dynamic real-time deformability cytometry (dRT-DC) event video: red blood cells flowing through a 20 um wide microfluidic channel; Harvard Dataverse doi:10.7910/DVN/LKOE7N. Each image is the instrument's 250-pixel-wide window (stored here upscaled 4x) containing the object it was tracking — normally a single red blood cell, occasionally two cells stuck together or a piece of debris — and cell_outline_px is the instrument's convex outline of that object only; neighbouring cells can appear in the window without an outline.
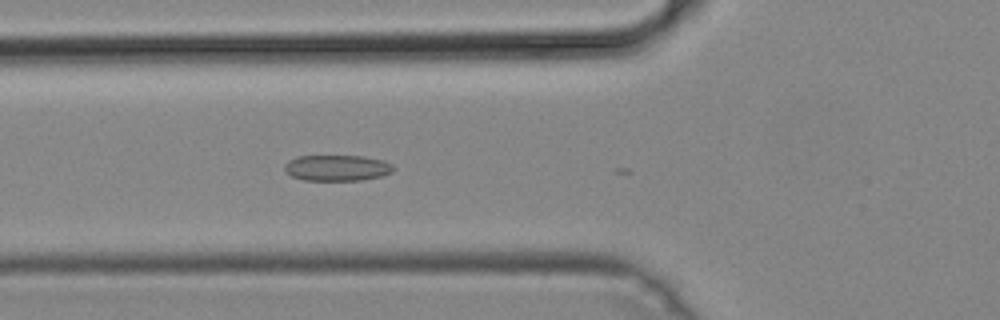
{"species": "common noctule bat (a hibernating species)", "species_latin": "Nyctalus noctula", "temperature_condition": "cold", "stored_images_in_passage": 12, "camera_frame_rate_fps": 3000, "um_per_image_px": 0.085, "animal": {"sex": "male", "body_mass_g": 19.2, "forearm_length_mm": 51.8}, "frame": {"image": 1, "passage_image": 8, "time_ms": 2.333, "image_size_px": [1000, 320], "cell_outline_px": [[392, 172], [380, 176], [360, 180], [304, 180], [292, 176], [284, 168], [284, 164], [288, 160], [296, 156], [364, 156], [384, 160], [392, 164]], "centroid_in_image_um": [28.63, 14.26], "position_along_channel_um": 97.2, "area_um2": 16.36}}
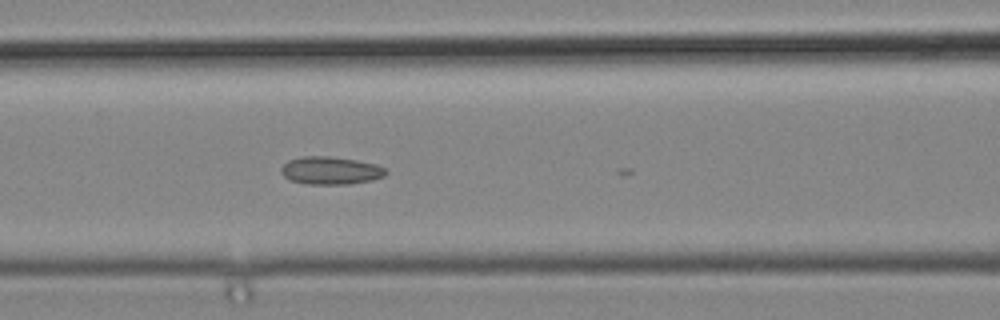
{"frame": {"image": 2, "passage_image": 11, "time_ms": 3.333, "image_size_px": [1000, 320], "cell_outline_px": [[388, 172], [384, 176], [372, 180], [348, 184], [308, 184], [288, 180], [280, 172], [280, 168], [288, 160], [304, 156], [328, 156], [356, 160], [376, 164], [388, 168]], "centroid_in_image_um": [28.11, 14.49], "position_along_channel_um": 138.5, "area_um2": 17.11}}